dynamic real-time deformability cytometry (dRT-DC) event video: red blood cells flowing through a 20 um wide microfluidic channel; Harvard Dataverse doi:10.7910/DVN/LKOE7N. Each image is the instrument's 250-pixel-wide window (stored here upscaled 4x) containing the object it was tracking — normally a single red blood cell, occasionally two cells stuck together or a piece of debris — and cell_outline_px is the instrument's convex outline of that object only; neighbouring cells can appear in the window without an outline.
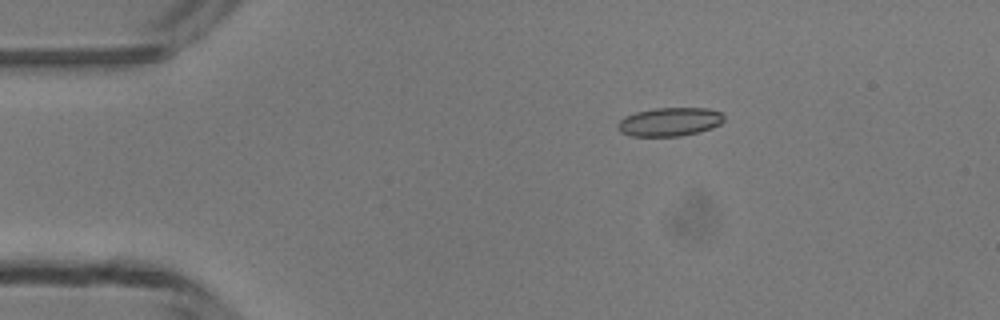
{"species": "common noctule bat (a hibernating species)", "species_latin": "Nyctalus noctula", "temperature_condition": "room temperature", "stored_images_in_passage": 4, "camera_frame_rate_fps": 3000, "um_per_image_px": 0.085, "animal": {"sex": "male", "body_mass_g": 13.3}, "frame": {"image": 1, "passage_image": 2, "time_ms": 1.0, "image_size_px": [1000, 320], "cell_outline_px": [[724, 120], [720, 124], [712, 128], [700, 132], [680, 136], [628, 136], [620, 132], [616, 128], [616, 124], [624, 116], [636, 112], [656, 108], [708, 108], [720, 112], [724, 116]], "centroid_in_image_um": [56.89, 10.36], "position_along_channel_um": 28.1, "area_um2": 17.92}}
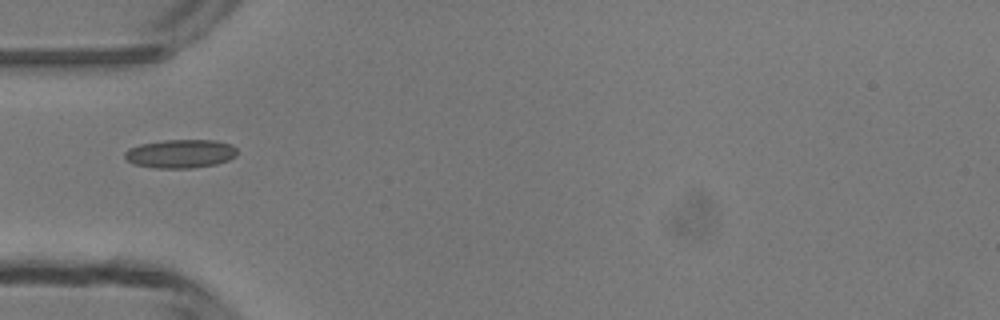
{"frame": {"image": 2, "passage_image": 4, "time_ms": 3.333, "image_size_px": [1000, 320], "cell_outline_px": [[236, 156], [228, 160], [216, 164], [192, 168], [152, 168], [132, 164], [124, 156], [124, 152], [128, 148], [140, 144], [164, 140], [216, 140], [232, 144], [236, 148]], "centroid_in_image_um": [15.32, 13.06], "position_along_channel_um": 69.7, "area_um2": 18.9}}